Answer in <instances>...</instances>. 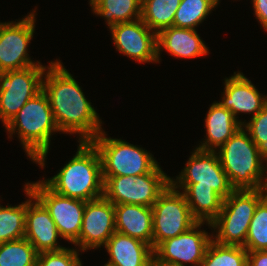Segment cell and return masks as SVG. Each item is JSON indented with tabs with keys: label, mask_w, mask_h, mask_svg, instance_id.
I'll return each mask as SVG.
<instances>
[{
	"label": "cell",
	"mask_w": 267,
	"mask_h": 266,
	"mask_svg": "<svg viewBox=\"0 0 267 266\" xmlns=\"http://www.w3.org/2000/svg\"><path fill=\"white\" fill-rule=\"evenodd\" d=\"M47 69L42 90L48 97L59 131L77 134L79 141H92L103 130L96 109L61 61L49 62Z\"/></svg>",
	"instance_id": "obj_1"
},
{
	"label": "cell",
	"mask_w": 267,
	"mask_h": 266,
	"mask_svg": "<svg viewBox=\"0 0 267 266\" xmlns=\"http://www.w3.org/2000/svg\"><path fill=\"white\" fill-rule=\"evenodd\" d=\"M4 127L8 138L16 133L26 155L44 168L52 133L60 132L45 92L30 98Z\"/></svg>",
	"instance_id": "obj_2"
},
{
	"label": "cell",
	"mask_w": 267,
	"mask_h": 266,
	"mask_svg": "<svg viewBox=\"0 0 267 266\" xmlns=\"http://www.w3.org/2000/svg\"><path fill=\"white\" fill-rule=\"evenodd\" d=\"M73 158L51 178L43 181L56 193L90 201L103 196L102 162L91 141H78Z\"/></svg>",
	"instance_id": "obj_3"
},
{
	"label": "cell",
	"mask_w": 267,
	"mask_h": 266,
	"mask_svg": "<svg viewBox=\"0 0 267 266\" xmlns=\"http://www.w3.org/2000/svg\"><path fill=\"white\" fill-rule=\"evenodd\" d=\"M234 190L261 189L265 159L249 133L241 127L216 151Z\"/></svg>",
	"instance_id": "obj_4"
},
{
	"label": "cell",
	"mask_w": 267,
	"mask_h": 266,
	"mask_svg": "<svg viewBox=\"0 0 267 266\" xmlns=\"http://www.w3.org/2000/svg\"><path fill=\"white\" fill-rule=\"evenodd\" d=\"M265 197L262 189L234 190L224 199L219 215L211 222L210 229L215 232L213 240L222 245L244 246L256 207Z\"/></svg>",
	"instance_id": "obj_5"
},
{
	"label": "cell",
	"mask_w": 267,
	"mask_h": 266,
	"mask_svg": "<svg viewBox=\"0 0 267 266\" xmlns=\"http://www.w3.org/2000/svg\"><path fill=\"white\" fill-rule=\"evenodd\" d=\"M101 131L91 142L98 149L102 162V176H137L150 173L158 162L140 146L107 137Z\"/></svg>",
	"instance_id": "obj_6"
},
{
	"label": "cell",
	"mask_w": 267,
	"mask_h": 266,
	"mask_svg": "<svg viewBox=\"0 0 267 266\" xmlns=\"http://www.w3.org/2000/svg\"><path fill=\"white\" fill-rule=\"evenodd\" d=\"M103 196L118 204L152 207L170 184V176L158 164L150 173L135 176H102Z\"/></svg>",
	"instance_id": "obj_7"
},
{
	"label": "cell",
	"mask_w": 267,
	"mask_h": 266,
	"mask_svg": "<svg viewBox=\"0 0 267 266\" xmlns=\"http://www.w3.org/2000/svg\"><path fill=\"white\" fill-rule=\"evenodd\" d=\"M152 248L159 243L187 232L198 221L193 217L184 194L171 184L152 206Z\"/></svg>",
	"instance_id": "obj_8"
},
{
	"label": "cell",
	"mask_w": 267,
	"mask_h": 266,
	"mask_svg": "<svg viewBox=\"0 0 267 266\" xmlns=\"http://www.w3.org/2000/svg\"><path fill=\"white\" fill-rule=\"evenodd\" d=\"M43 64L0 73V119L5 126L13 116L42 90Z\"/></svg>",
	"instance_id": "obj_9"
},
{
	"label": "cell",
	"mask_w": 267,
	"mask_h": 266,
	"mask_svg": "<svg viewBox=\"0 0 267 266\" xmlns=\"http://www.w3.org/2000/svg\"><path fill=\"white\" fill-rule=\"evenodd\" d=\"M173 187H212L223 199L234 189L223 170L216 151L195 148L176 179L170 178Z\"/></svg>",
	"instance_id": "obj_10"
},
{
	"label": "cell",
	"mask_w": 267,
	"mask_h": 266,
	"mask_svg": "<svg viewBox=\"0 0 267 266\" xmlns=\"http://www.w3.org/2000/svg\"><path fill=\"white\" fill-rule=\"evenodd\" d=\"M25 184L49 211L61 239L63 238L74 244L78 240L81 231L86 201L56 193L43 179Z\"/></svg>",
	"instance_id": "obj_11"
},
{
	"label": "cell",
	"mask_w": 267,
	"mask_h": 266,
	"mask_svg": "<svg viewBox=\"0 0 267 266\" xmlns=\"http://www.w3.org/2000/svg\"><path fill=\"white\" fill-rule=\"evenodd\" d=\"M35 12L17 22H0V73L41 64L30 58L27 49L35 33Z\"/></svg>",
	"instance_id": "obj_12"
},
{
	"label": "cell",
	"mask_w": 267,
	"mask_h": 266,
	"mask_svg": "<svg viewBox=\"0 0 267 266\" xmlns=\"http://www.w3.org/2000/svg\"><path fill=\"white\" fill-rule=\"evenodd\" d=\"M211 223L198 222L187 232L159 243L154 249V257L159 261L176 266H200L206 250L213 240L212 234L200 229Z\"/></svg>",
	"instance_id": "obj_13"
},
{
	"label": "cell",
	"mask_w": 267,
	"mask_h": 266,
	"mask_svg": "<svg viewBox=\"0 0 267 266\" xmlns=\"http://www.w3.org/2000/svg\"><path fill=\"white\" fill-rule=\"evenodd\" d=\"M116 232L114 204L104 196L86 201L82 227L73 244L81 252L101 248Z\"/></svg>",
	"instance_id": "obj_14"
},
{
	"label": "cell",
	"mask_w": 267,
	"mask_h": 266,
	"mask_svg": "<svg viewBox=\"0 0 267 266\" xmlns=\"http://www.w3.org/2000/svg\"><path fill=\"white\" fill-rule=\"evenodd\" d=\"M110 32L118 52L138 63H157V33L141 18L111 26Z\"/></svg>",
	"instance_id": "obj_15"
},
{
	"label": "cell",
	"mask_w": 267,
	"mask_h": 266,
	"mask_svg": "<svg viewBox=\"0 0 267 266\" xmlns=\"http://www.w3.org/2000/svg\"><path fill=\"white\" fill-rule=\"evenodd\" d=\"M24 192L28 197L24 237L38 253L64 249L65 247L58 243V238L61 236L49 211L33 195L26 184Z\"/></svg>",
	"instance_id": "obj_16"
},
{
	"label": "cell",
	"mask_w": 267,
	"mask_h": 266,
	"mask_svg": "<svg viewBox=\"0 0 267 266\" xmlns=\"http://www.w3.org/2000/svg\"><path fill=\"white\" fill-rule=\"evenodd\" d=\"M224 93L218 103L230 110L236 119L239 113L254 117L267 104V95L261 94L255 85L242 72H234L224 79Z\"/></svg>",
	"instance_id": "obj_17"
},
{
	"label": "cell",
	"mask_w": 267,
	"mask_h": 266,
	"mask_svg": "<svg viewBox=\"0 0 267 266\" xmlns=\"http://www.w3.org/2000/svg\"><path fill=\"white\" fill-rule=\"evenodd\" d=\"M167 51L176 58H197L209 54V48L197 30L168 27L157 33V61L160 63L161 51Z\"/></svg>",
	"instance_id": "obj_18"
},
{
	"label": "cell",
	"mask_w": 267,
	"mask_h": 266,
	"mask_svg": "<svg viewBox=\"0 0 267 266\" xmlns=\"http://www.w3.org/2000/svg\"><path fill=\"white\" fill-rule=\"evenodd\" d=\"M103 247L110 255L104 266H148L154 256L152 246L118 232Z\"/></svg>",
	"instance_id": "obj_19"
},
{
	"label": "cell",
	"mask_w": 267,
	"mask_h": 266,
	"mask_svg": "<svg viewBox=\"0 0 267 266\" xmlns=\"http://www.w3.org/2000/svg\"><path fill=\"white\" fill-rule=\"evenodd\" d=\"M245 123L236 119L234 114L222 107L218 101L213 102L205 117L206 138L197 149L217 151Z\"/></svg>",
	"instance_id": "obj_20"
},
{
	"label": "cell",
	"mask_w": 267,
	"mask_h": 266,
	"mask_svg": "<svg viewBox=\"0 0 267 266\" xmlns=\"http://www.w3.org/2000/svg\"><path fill=\"white\" fill-rule=\"evenodd\" d=\"M116 232L152 246V207L135 204L114 205Z\"/></svg>",
	"instance_id": "obj_21"
},
{
	"label": "cell",
	"mask_w": 267,
	"mask_h": 266,
	"mask_svg": "<svg viewBox=\"0 0 267 266\" xmlns=\"http://www.w3.org/2000/svg\"><path fill=\"white\" fill-rule=\"evenodd\" d=\"M182 190L193 217L211 223L220 213L224 199L212 187H174Z\"/></svg>",
	"instance_id": "obj_22"
},
{
	"label": "cell",
	"mask_w": 267,
	"mask_h": 266,
	"mask_svg": "<svg viewBox=\"0 0 267 266\" xmlns=\"http://www.w3.org/2000/svg\"><path fill=\"white\" fill-rule=\"evenodd\" d=\"M89 4L93 14L104 18L109 28L141 18L142 0H90Z\"/></svg>",
	"instance_id": "obj_23"
},
{
	"label": "cell",
	"mask_w": 267,
	"mask_h": 266,
	"mask_svg": "<svg viewBox=\"0 0 267 266\" xmlns=\"http://www.w3.org/2000/svg\"><path fill=\"white\" fill-rule=\"evenodd\" d=\"M181 0H142L141 20L155 33L172 27Z\"/></svg>",
	"instance_id": "obj_24"
},
{
	"label": "cell",
	"mask_w": 267,
	"mask_h": 266,
	"mask_svg": "<svg viewBox=\"0 0 267 266\" xmlns=\"http://www.w3.org/2000/svg\"><path fill=\"white\" fill-rule=\"evenodd\" d=\"M248 251L243 246L222 245L212 240L200 266H247Z\"/></svg>",
	"instance_id": "obj_25"
},
{
	"label": "cell",
	"mask_w": 267,
	"mask_h": 266,
	"mask_svg": "<svg viewBox=\"0 0 267 266\" xmlns=\"http://www.w3.org/2000/svg\"><path fill=\"white\" fill-rule=\"evenodd\" d=\"M216 6L215 0H181L174 15L173 26L196 30Z\"/></svg>",
	"instance_id": "obj_26"
},
{
	"label": "cell",
	"mask_w": 267,
	"mask_h": 266,
	"mask_svg": "<svg viewBox=\"0 0 267 266\" xmlns=\"http://www.w3.org/2000/svg\"><path fill=\"white\" fill-rule=\"evenodd\" d=\"M27 201L19 205L0 204V243L24 238Z\"/></svg>",
	"instance_id": "obj_27"
},
{
	"label": "cell",
	"mask_w": 267,
	"mask_h": 266,
	"mask_svg": "<svg viewBox=\"0 0 267 266\" xmlns=\"http://www.w3.org/2000/svg\"><path fill=\"white\" fill-rule=\"evenodd\" d=\"M38 254L25 237L0 243V266H37Z\"/></svg>",
	"instance_id": "obj_28"
},
{
	"label": "cell",
	"mask_w": 267,
	"mask_h": 266,
	"mask_svg": "<svg viewBox=\"0 0 267 266\" xmlns=\"http://www.w3.org/2000/svg\"><path fill=\"white\" fill-rule=\"evenodd\" d=\"M243 247L248 252L267 250V196L256 207Z\"/></svg>",
	"instance_id": "obj_29"
},
{
	"label": "cell",
	"mask_w": 267,
	"mask_h": 266,
	"mask_svg": "<svg viewBox=\"0 0 267 266\" xmlns=\"http://www.w3.org/2000/svg\"><path fill=\"white\" fill-rule=\"evenodd\" d=\"M242 127L249 133L251 139L257 146L259 154L267 158V104L249 122Z\"/></svg>",
	"instance_id": "obj_30"
},
{
	"label": "cell",
	"mask_w": 267,
	"mask_h": 266,
	"mask_svg": "<svg viewBox=\"0 0 267 266\" xmlns=\"http://www.w3.org/2000/svg\"><path fill=\"white\" fill-rule=\"evenodd\" d=\"M77 248H64L59 251L38 254L37 266H83Z\"/></svg>",
	"instance_id": "obj_31"
},
{
	"label": "cell",
	"mask_w": 267,
	"mask_h": 266,
	"mask_svg": "<svg viewBox=\"0 0 267 266\" xmlns=\"http://www.w3.org/2000/svg\"><path fill=\"white\" fill-rule=\"evenodd\" d=\"M257 21L267 32V0H251Z\"/></svg>",
	"instance_id": "obj_32"
},
{
	"label": "cell",
	"mask_w": 267,
	"mask_h": 266,
	"mask_svg": "<svg viewBox=\"0 0 267 266\" xmlns=\"http://www.w3.org/2000/svg\"><path fill=\"white\" fill-rule=\"evenodd\" d=\"M247 266H267V250L248 252Z\"/></svg>",
	"instance_id": "obj_33"
},
{
	"label": "cell",
	"mask_w": 267,
	"mask_h": 266,
	"mask_svg": "<svg viewBox=\"0 0 267 266\" xmlns=\"http://www.w3.org/2000/svg\"><path fill=\"white\" fill-rule=\"evenodd\" d=\"M148 266H176L173 264H167L164 262L159 261L157 258H155L154 256L151 258L149 265Z\"/></svg>",
	"instance_id": "obj_34"
},
{
	"label": "cell",
	"mask_w": 267,
	"mask_h": 266,
	"mask_svg": "<svg viewBox=\"0 0 267 266\" xmlns=\"http://www.w3.org/2000/svg\"><path fill=\"white\" fill-rule=\"evenodd\" d=\"M267 161V158L265 159V162ZM264 173H266V175H264V176H266V177H264V179H263V183H262V185H261V189H262V191L266 194V196H267V162H266V165H265V167H264Z\"/></svg>",
	"instance_id": "obj_35"
},
{
	"label": "cell",
	"mask_w": 267,
	"mask_h": 266,
	"mask_svg": "<svg viewBox=\"0 0 267 266\" xmlns=\"http://www.w3.org/2000/svg\"><path fill=\"white\" fill-rule=\"evenodd\" d=\"M215 1H216L217 5H219L220 0H215Z\"/></svg>",
	"instance_id": "obj_36"
}]
</instances>
